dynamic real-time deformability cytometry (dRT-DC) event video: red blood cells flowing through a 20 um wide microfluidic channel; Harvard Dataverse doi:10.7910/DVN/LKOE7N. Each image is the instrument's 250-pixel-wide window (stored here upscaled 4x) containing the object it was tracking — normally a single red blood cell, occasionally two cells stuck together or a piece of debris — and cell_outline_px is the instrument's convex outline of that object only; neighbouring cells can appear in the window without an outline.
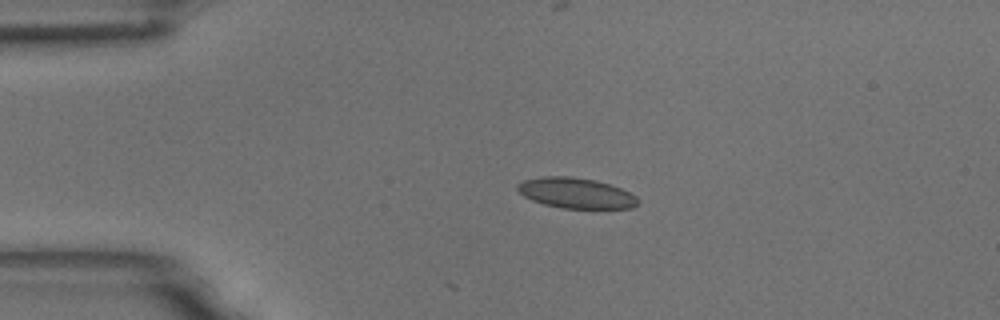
{"species": "common noctule bat (a hibernating species)", "species_latin": "Nyctalus noctula", "temperature_condition": "room temperature", "stored_images_in_passage": 4, "camera_frame_rate_fps": 3000, "um_per_image_px": 0.085, "animal": {"sex": "male", "body_mass_g": 18.8}, "frame": {"image": 1, "passage_image": 3, "time_ms": 0.667, "image_size_px": [1000, 320], "cell_outline_px": [[640, 200], [632, 208], [564, 208], [544, 204], [532, 200], [524, 196], [516, 188], [516, 184], [524, 180], [544, 176], [568, 176], [596, 180], [620, 188], [636, 196]], "centroid_in_image_um": [48.94, 16.4], "position_along_channel_um": 36.1, "area_um2": 21.21}}